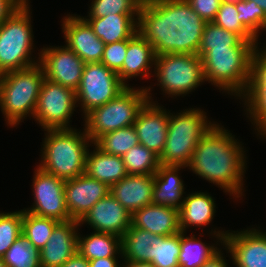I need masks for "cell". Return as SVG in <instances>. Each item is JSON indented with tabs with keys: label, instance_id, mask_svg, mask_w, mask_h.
<instances>
[{
	"label": "cell",
	"instance_id": "cell-9",
	"mask_svg": "<svg viewBox=\"0 0 266 267\" xmlns=\"http://www.w3.org/2000/svg\"><path fill=\"white\" fill-rule=\"evenodd\" d=\"M153 76L168 98L184 97L205 83L202 59L198 54L157 55Z\"/></svg>",
	"mask_w": 266,
	"mask_h": 267
},
{
	"label": "cell",
	"instance_id": "cell-11",
	"mask_svg": "<svg viewBox=\"0 0 266 267\" xmlns=\"http://www.w3.org/2000/svg\"><path fill=\"white\" fill-rule=\"evenodd\" d=\"M76 92L70 88L44 79L33 119L43 130L70 129L76 111Z\"/></svg>",
	"mask_w": 266,
	"mask_h": 267
},
{
	"label": "cell",
	"instance_id": "cell-20",
	"mask_svg": "<svg viewBox=\"0 0 266 267\" xmlns=\"http://www.w3.org/2000/svg\"><path fill=\"white\" fill-rule=\"evenodd\" d=\"M155 58L156 54L153 46L137 32L132 38L127 40V52L123 66L117 73L120 80L126 86H129L127 83L132 78L148 79L152 77Z\"/></svg>",
	"mask_w": 266,
	"mask_h": 267
},
{
	"label": "cell",
	"instance_id": "cell-13",
	"mask_svg": "<svg viewBox=\"0 0 266 267\" xmlns=\"http://www.w3.org/2000/svg\"><path fill=\"white\" fill-rule=\"evenodd\" d=\"M39 64L49 81L76 92L85 62L66 45L43 47L38 50Z\"/></svg>",
	"mask_w": 266,
	"mask_h": 267
},
{
	"label": "cell",
	"instance_id": "cell-23",
	"mask_svg": "<svg viewBox=\"0 0 266 267\" xmlns=\"http://www.w3.org/2000/svg\"><path fill=\"white\" fill-rule=\"evenodd\" d=\"M217 230V231H216ZM229 230L219 228L209 230V235L216 238V243H206L195 234L187 236V232H180V253L178 257L179 267H200L204 262L211 259L224 246V238ZM193 234V235H192ZM221 244H220V243ZM206 243V244H205ZM219 245V247H217ZM221 245V246H220Z\"/></svg>",
	"mask_w": 266,
	"mask_h": 267
},
{
	"label": "cell",
	"instance_id": "cell-3",
	"mask_svg": "<svg viewBox=\"0 0 266 267\" xmlns=\"http://www.w3.org/2000/svg\"><path fill=\"white\" fill-rule=\"evenodd\" d=\"M40 149V169L63 180L85 173L86 157L92 140L77 128L44 130Z\"/></svg>",
	"mask_w": 266,
	"mask_h": 267
},
{
	"label": "cell",
	"instance_id": "cell-5",
	"mask_svg": "<svg viewBox=\"0 0 266 267\" xmlns=\"http://www.w3.org/2000/svg\"><path fill=\"white\" fill-rule=\"evenodd\" d=\"M44 79L39 63L0 75V110L8 127L34 117Z\"/></svg>",
	"mask_w": 266,
	"mask_h": 267
},
{
	"label": "cell",
	"instance_id": "cell-32",
	"mask_svg": "<svg viewBox=\"0 0 266 267\" xmlns=\"http://www.w3.org/2000/svg\"><path fill=\"white\" fill-rule=\"evenodd\" d=\"M58 223L56 219L39 217L22 209V235L37 251H40L48 242Z\"/></svg>",
	"mask_w": 266,
	"mask_h": 267
},
{
	"label": "cell",
	"instance_id": "cell-28",
	"mask_svg": "<svg viewBox=\"0 0 266 267\" xmlns=\"http://www.w3.org/2000/svg\"><path fill=\"white\" fill-rule=\"evenodd\" d=\"M156 249L157 235L132 225L121 237L123 260L149 263L153 258H156Z\"/></svg>",
	"mask_w": 266,
	"mask_h": 267
},
{
	"label": "cell",
	"instance_id": "cell-39",
	"mask_svg": "<svg viewBox=\"0 0 266 267\" xmlns=\"http://www.w3.org/2000/svg\"><path fill=\"white\" fill-rule=\"evenodd\" d=\"M180 232L172 236L157 235L156 258L149 263L154 267H179Z\"/></svg>",
	"mask_w": 266,
	"mask_h": 267
},
{
	"label": "cell",
	"instance_id": "cell-43",
	"mask_svg": "<svg viewBox=\"0 0 266 267\" xmlns=\"http://www.w3.org/2000/svg\"><path fill=\"white\" fill-rule=\"evenodd\" d=\"M205 22H213L221 5V0H186Z\"/></svg>",
	"mask_w": 266,
	"mask_h": 267
},
{
	"label": "cell",
	"instance_id": "cell-36",
	"mask_svg": "<svg viewBox=\"0 0 266 267\" xmlns=\"http://www.w3.org/2000/svg\"><path fill=\"white\" fill-rule=\"evenodd\" d=\"M88 18H101L109 14L139 15L140 4L136 0H92Z\"/></svg>",
	"mask_w": 266,
	"mask_h": 267
},
{
	"label": "cell",
	"instance_id": "cell-7",
	"mask_svg": "<svg viewBox=\"0 0 266 267\" xmlns=\"http://www.w3.org/2000/svg\"><path fill=\"white\" fill-rule=\"evenodd\" d=\"M29 1L0 25V75L39 63L40 57L32 55L35 44Z\"/></svg>",
	"mask_w": 266,
	"mask_h": 267
},
{
	"label": "cell",
	"instance_id": "cell-31",
	"mask_svg": "<svg viewBox=\"0 0 266 267\" xmlns=\"http://www.w3.org/2000/svg\"><path fill=\"white\" fill-rule=\"evenodd\" d=\"M261 42L243 40L238 34L227 31L214 22H206L198 55L202 57L213 48H227L234 46H258Z\"/></svg>",
	"mask_w": 266,
	"mask_h": 267
},
{
	"label": "cell",
	"instance_id": "cell-16",
	"mask_svg": "<svg viewBox=\"0 0 266 267\" xmlns=\"http://www.w3.org/2000/svg\"><path fill=\"white\" fill-rule=\"evenodd\" d=\"M65 45L85 63L101 62L105 43L98 38L89 23L78 14H67L61 20Z\"/></svg>",
	"mask_w": 266,
	"mask_h": 267
},
{
	"label": "cell",
	"instance_id": "cell-37",
	"mask_svg": "<svg viewBox=\"0 0 266 267\" xmlns=\"http://www.w3.org/2000/svg\"><path fill=\"white\" fill-rule=\"evenodd\" d=\"M235 6L239 12L237 19L259 40L261 31H266V13L251 0H241Z\"/></svg>",
	"mask_w": 266,
	"mask_h": 267
},
{
	"label": "cell",
	"instance_id": "cell-40",
	"mask_svg": "<svg viewBox=\"0 0 266 267\" xmlns=\"http://www.w3.org/2000/svg\"><path fill=\"white\" fill-rule=\"evenodd\" d=\"M238 14L235 4L221 3L213 22L227 31L238 34L243 40L258 41L237 19Z\"/></svg>",
	"mask_w": 266,
	"mask_h": 267
},
{
	"label": "cell",
	"instance_id": "cell-25",
	"mask_svg": "<svg viewBox=\"0 0 266 267\" xmlns=\"http://www.w3.org/2000/svg\"><path fill=\"white\" fill-rule=\"evenodd\" d=\"M215 198L209 192L194 191L186 194L179 208L180 228L186 232L190 227H207L216 212Z\"/></svg>",
	"mask_w": 266,
	"mask_h": 267
},
{
	"label": "cell",
	"instance_id": "cell-34",
	"mask_svg": "<svg viewBox=\"0 0 266 267\" xmlns=\"http://www.w3.org/2000/svg\"><path fill=\"white\" fill-rule=\"evenodd\" d=\"M128 175H154L159 168V156L140 143L122 156Z\"/></svg>",
	"mask_w": 266,
	"mask_h": 267
},
{
	"label": "cell",
	"instance_id": "cell-12",
	"mask_svg": "<svg viewBox=\"0 0 266 267\" xmlns=\"http://www.w3.org/2000/svg\"><path fill=\"white\" fill-rule=\"evenodd\" d=\"M34 170L31 185L34 202L31 207L23 210L39 217L53 218L59 222L72 220L66 207L65 180L47 173L38 166Z\"/></svg>",
	"mask_w": 266,
	"mask_h": 267
},
{
	"label": "cell",
	"instance_id": "cell-41",
	"mask_svg": "<svg viewBox=\"0 0 266 267\" xmlns=\"http://www.w3.org/2000/svg\"><path fill=\"white\" fill-rule=\"evenodd\" d=\"M127 52V40L105 44L104 52L101 58L107 68L118 73L122 66Z\"/></svg>",
	"mask_w": 266,
	"mask_h": 267
},
{
	"label": "cell",
	"instance_id": "cell-19",
	"mask_svg": "<svg viewBox=\"0 0 266 267\" xmlns=\"http://www.w3.org/2000/svg\"><path fill=\"white\" fill-rule=\"evenodd\" d=\"M79 221L59 222L39 251L41 267H61L77 252Z\"/></svg>",
	"mask_w": 266,
	"mask_h": 267
},
{
	"label": "cell",
	"instance_id": "cell-47",
	"mask_svg": "<svg viewBox=\"0 0 266 267\" xmlns=\"http://www.w3.org/2000/svg\"><path fill=\"white\" fill-rule=\"evenodd\" d=\"M222 249L216 253L211 259L204 262L200 267H229L225 254ZM224 255V256H223ZM226 259V260H225Z\"/></svg>",
	"mask_w": 266,
	"mask_h": 267
},
{
	"label": "cell",
	"instance_id": "cell-33",
	"mask_svg": "<svg viewBox=\"0 0 266 267\" xmlns=\"http://www.w3.org/2000/svg\"><path fill=\"white\" fill-rule=\"evenodd\" d=\"M94 144L103 152L123 156L132 147L139 144L133 125L108 132L100 136Z\"/></svg>",
	"mask_w": 266,
	"mask_h": 267
},
{
	"label": "cell",
	"instance_id": "cell-38",
	"mask_svg": "<svg viewBox=\"0 0 266 267\" xmlns=\"http://www.w3.org/2000/svg\"><path fill=\"white\" fill-rule=\"evenodd\" d=\"M22 235V209L12 212H0V258Z\"/></svg>",
	"mask_w": 266,
	"mask_h": 267
},
{
	"label": "cell",
	"instance_id": "cell-15",
	"mask_svg": "<svg viewBox=\"0 0 266 267\" xmlns=\"http://www.w3.org/2000/svg\"><path fill=\"white\" fill-rule=\"evenodd\" d=\"M259 228L229 230L226 234L222 248L235 267H266V231Z\"/></svg>",
	"mask_w": 266,
	"mask_h": 267
},
{
	"label": "cell",
	"instance_id": "cell-26",
	"mask_svg": "<svg viewBox=\"0 0 266 267\" xmlns=\"http://www.w3.org/2000/svg\"><path fill=\"white\" fill-rule=\"evenodd\" d=\"M83 18L105 44L128 40L138 32L139 15L109 14L101 18Z\"/></svg>",
	"mask_w": 266,
	"mask_h": 267
},
{
	"label": "cell",
	"instance_id": "cell-52",
	"mask_svg": "<svg viewBox=\"0 0 266 267\" xmlns=\"http://www.w3.org/2000/svg\"><path fill=\"white\" fill-rule=\"evenodd\" d=\"M0 267H7L2 258H0Z\"/></svg>",
	"mask_w": 266,
	"mask_h": 267
},
{
	"label": "cell",
	"instance_id": "cell-4",
	"mask_svg": "<svg viewBox=\"0 0 266 267\" xmlns=\"http://www.w3.org/2000/svg\"><path fill=\"white\" fill-rule=\"evenodd\" d=\"M257 46L213 48L202 57L205 81L240 99L248 89L251 60Z\"/></svg>",
	"mask_w": 266,
	"mask_h": 267
},
{
	"label": "cell",
	"instance_id": "cell-45",
	"mask_svg": "<svg viewBox=\"0 0 266 267\" xmlns=\"http://www.w3.org/2000/svg\"><path fill=\"white\" fill-rule=\"evenodd\" d=\"M123 257H108L89 260V267H120ZM120 262V263H119Z\"/></svg>",
	"mask_w": 266,
	"mask_h": 267
},
{
	"label": "cell",
	"instance_id": "cell-10",
	"mask_svg": "<svg viewBox=\"0 0 266 267\" xmlns=\"http://www.w3.org/2000/svg\"><path fill=\"white\" fill-rule=\"evenodd\" d=\"M127 86L117 73L101 62L85 63L82 78L76 90L77 107L84 117L94 108L113 100Z\"/></svg>",
	"mask_w": 266,
	"mask_h": 267
},
{
	"label": "cell",
	"instance_id": "cell-29",
	"mask_svg": "<svg viewBox=\"0 0 266 267\" xmlns=\"http://www.w3.org/2000/svg\"><path fill=\"white\" fill-rule=\"evenodd\" d=\"M77 251L88 260L122 257L121 238L111 233L95 231L85 237L78 231Z\"/></svg>",
	"mask_w": 266,
	"mask_h": 267
},
{
	"label": "cell",
	"instance_id": "cell-27",
	"mask_svg": "<svg viewBox=\"0 0 266 267\" xmlns=\"http://www.w3.org/2000/svg\"><path fill=\"white\" fill-rule=\"evenodd\" d=\"M95 146V147H94ZM86 157L85 173L109 187L128 175L122 156L108 154L99 149L94 143Z\"/></svg>",
	"mask_w": 266,
	"mask_h": 267
},
{
	"label": "cell",
	"instance_id": "cell-42",
	"mask_svg": "<svg viewBox=\"0 0 266 267\" xmlns=\"http://www.w3.org/2000/svg\"><path fill=\"white\" fill-rule=\"evenodd\" d=\"M263 46H257L252 55L249 84H266V46Z\"/></svg>",
	"mask_w": 266,
	"mask_h": 267
},
{
	"label": "cell",
	"instance_id": "cell-2",
	"mask_svg": "<svg viewBox=\"0 0 266 267\" xmlns=\"http://www.w3.org/2000/svg\"><path fill=\"white\" fill-rule=\"evenodd\" d=\"M231 131L216 122L201 138L187 167L237 200L244 196L246 149Z\"/></svg>",
	"mask_w": 266,
	"mask_h": 267
},
{
	"label": "cell",
	"instance_id": "cell-44",
	"mask_svg": "<svg viewBox=\"0 0 266 267\" xmlns=\"http://www.w3.org/2000/svg\"><path fill=\"white\" fill-rule=\"evenodd\" d=\"M27 0H0V25Z\"/></svg>",
	"mask_w": 266,
	"mask_h": 267
},
{
	"label": "cell",
	"instance_id": "cell-14",
	"mask_svg": "<svg viewBox=\"0 0 266 267\" xmlns=\"http://www.w3.org/2000/svg\"><path fill=\"white\" fill-rule=\"evenodd\" d=\"M148 102L139 111L133 124L139 143L160 156L163 152L168 133L169 110L153 100L151 86L145 87Z\"/></svg>",
	"mask_w": 266,
	"mask_h": 267
},
{
	"label": "cell",
	"instance_id": "cell-30",
	"mask_svg": "<svg viewBox=\"0 0 266 267\" xmlns=\"http://www.w3.org/2000/svg\"><path fill=\"white\" fill-rule=\"evenodd\" d=\"M239 100H242L245 114L253 128L255 126L257 137L266 139V84H249Z\"/></svg>",
	"mask_w": 266,
	"mask_h": 267
},
{
	"label": "cell",
	"instance_id": "cell-22",
	"mask_svg": "<svg viewBox=\"0 0 266 267\" xmlns=\"http://www.w3.org/2000/svg\"><path fill=\"white\" fill-rule=\"evenodd\" d=\"M131 225L159 236H172L181 232L179 209L150 204L132 214Z\"/></svg>",
	"mask_w": 266,
	"mask_h": 267
},
{
	"label": "cell",
	"instance_id": "cell-35",
	"mask_svg": "<svg viewBox=\"0 0 266 267\" xmlns=\"http://www.w3.org/2000/svg\"><path fill=\"white\" fill-rule=\"evenodd\" d=\"M7 267H41L39 251L21 235L2 257Z\"/></svg>",
	"mask_w": 266,
	"mask_h": 267
},
{
	"label": "cell",
	"instance_id": "cell-24",
	"mask_svg": "<svg viewBox=\"0 0 266 267\" xmlns=\"http://www.w3.org/2000/svg\"><path fill=\"white\" fill-rule=\"evenodd\" d=\"M183 166H165L160 164L154 177L152 204L170 206L176 209L183 203L185 183L179 171Z\"/></svg>",
	"mask_w": 266,
	"mask_h": 267
},
{
	"label": "cell",
	"instance_id": "cell-46",
	"mask_svg": "<svg viewBox=\"0 0 266 267\" xmlns=\"http://www.w3.org/2000/svg\"><path fill=\"white\" fill-rule=\"evenodd\" d=\"M61 267H89V260L77 251Z\"/></svg>",
	"mask_w": 266,
	"mask_h": 267
},
{
	"label": "cell",
	"instance_id": "cell-51",
	"mask_svg": "<svg viewBox=\"0 0 266 267\" xmlns=\"http://www.w3.org/2000/svg\"><path fill=\"white\" fill-rule=\"evenodd\" d=\"M140 5H145L150 0H136Z\"/></svg>",
	"mask_w": 266,
	"mask_h": 267
},
{
	"label": "cell",
	"instance_id": "cell-6",
	"mask_svg": "<svg viewBox=\"0 0 266 267\" xmlns=\"http://www.w3.org/2000/svg\"><path fill=\"white\" fill-rule=\"evenodd\" d=\"M204 109L186 108L178 113L169 110L167 139L159 163L165 166L188 167L195 147L213 127Z\"/></svg>",
	"mask_w": 266,
	"mask_h": 267
},
{
	"label": "cell",
	"instance_id": "cell-50",
	"mask_svg": "<svg viewBox=\"0 0 266 267\" xmlns=\"http://www.w3.org/2000/svg\"><path fill=\"white\" fill-rule=\"evenodd\" d=\"M241 0H221L222 3L237 4Z\"/></svg>",
	"mask_w": 266,
	"mask_h": 267
},
{
	"label": "cell",
	"instance_id": "cell-17",
	"mask_svg": "<svg viewBox=\"0 0 266 267\" xmlns=\"http://www.w3.org/2000/svg\"><path fill=\"white\" fill-rule=\"evenodd\" d=\"M64 192L70 218L80 221L101 198L110 193V187L84 173L65 180Z\"/></svg>",
	"mask_w": 266,
	"mask_h": 267
},
{
	"label": "cell",
	"instance_id": "cell-18",
	"mask_svg": "<svg viewBox=\"0 0 266 267\" xmlns=\"http://www.w3.org/2000/svg\"><path fill=\"white\" fill-rule=\"evenodd\" d=\"M132 215L109 193L101 198L79 221L95 232L111 233L120 238L131 226Z\"/></svg>",
	"mask_w": 266,
	"mask_h": 267
},
{
	"label": "cell",
	"instance_id": "cell-1",
	"mask_svg": "<svg viewBox=\"0 0 266 267\" xmlns=\"http://www.w3.org/2000/svg\"><path fill=\"white\" fill-rule=\"evenodd\" d=\"M205 24L186 0H150L140 6L138 32L156 56L198 54Z\"/></svg>",
	"mask_w": 266,
	"mask_h": 267
},
{
	"label": "cell",
	"instance_id": "cell-21",
	"mask_svg": "<svg viewBox=\"0 0 266 267\" xmlns=\"http://www.w3.org/2000/svg\"><path fill=\"white\" fill-rule=\"evenodd\" d=\"M153 175H127L110 187V194L132 215L152 204Z\"/></svg>",
	"mask_w": 266,
	"mask_h": 267
},
{
	"label": "cell",
	"instance_id": "cell-8",
	"mask_svg": "<svg viewBox=\"0 0 266 267\" xmlns=\"http://www.w3.org/2000/svg\"><path fill=\"white\" fill-rule=\"evenodd\" d=\"M147 102L145 87L127 86L113 100L94 108L83 117L86 134L94 143L103 134L133 125Z\"/></svg>",
	"mask_w": 266,
	"mask_h": 267
},
{
	"label": "cell",
	"instance_id": "cell-48",
	"mask_svg": "<svg viewBox=\"0 0 266 267\" xmlns=\"http://www.w3.org/2000/svg\"><path fill=\"white\" fill-rule=\"evenodd\" d=\"M120 267H154L148 262H131L122 259V264Z\"/></svg>",
	"mask_w": 266,
	"mask_h": 267
},
{
	"label": "cell",
	"instance_id": "cell-49",
	"mask_svg": "<svg viewBox=\"0 0 266 267\" xmlns=\"http://www.w3.org/2000/svg\"><path fill=\"white\" fill-rule=\"evenodd\" d=\"M266 13V0H251Z\"/></svg>",
	"mask_w": 266,
	"mask_h": 267
}]
</instances>
